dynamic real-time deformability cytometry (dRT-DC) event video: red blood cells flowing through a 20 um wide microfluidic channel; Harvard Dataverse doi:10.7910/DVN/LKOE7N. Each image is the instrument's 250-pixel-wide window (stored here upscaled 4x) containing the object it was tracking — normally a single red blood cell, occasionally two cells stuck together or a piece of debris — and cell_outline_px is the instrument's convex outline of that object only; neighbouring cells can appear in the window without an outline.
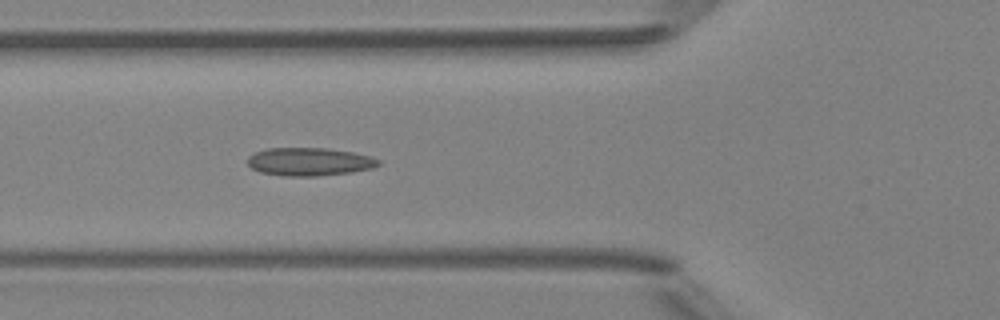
{"species": "Egyptian fruit bat (a non-hibernating species)", "species_latin": "Rousettus aegyptiacus", "temperature_condition": "room temperature", "stored_images_in_passage": 4, "camera_frame_rate_fps": 3000, "um_per_image_px": 0.085, "animal": {"sex": "female"}, "frame": {"image": 1, "passage_image": 4, "time_ms": 3.333, "image_size_px": [1000, 320], "cell_outline_px": [[380, 164], [372, 168], [352, 172], [316, 176], [284, 176], [260, 172], [252, 168], [248, 164], [248, 156], [256, 152], [268, 148], [328, 148], [352, 152], [372, 156], [380, 160]], "centroid_in_image_um": [26.31, 13.74], "position_along_channel_um": 99.5, "area_um2": 21.44}}